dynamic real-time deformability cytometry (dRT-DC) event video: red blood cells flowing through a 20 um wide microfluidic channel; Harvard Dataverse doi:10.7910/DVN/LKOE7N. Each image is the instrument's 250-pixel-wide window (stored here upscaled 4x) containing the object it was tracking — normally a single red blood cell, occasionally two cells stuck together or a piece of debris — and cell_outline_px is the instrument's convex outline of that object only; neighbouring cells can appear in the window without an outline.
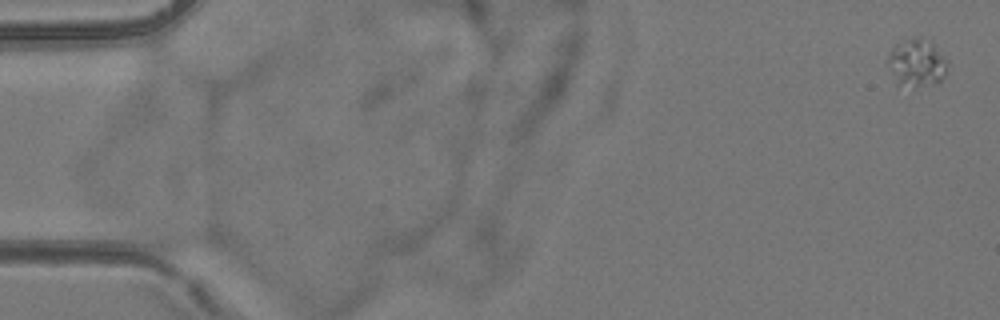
{"species": "common noctule bat (a hibernating species)", "species_latin": "Nyctalus noctula", "temperature_condition": "room temperature", "stored_images_in_passage": 4, "camera_frame_rate_fps": 3000, "um_per_image_px": 0.085, "animal": {"sex": "female", "body_mass_g": 24.6, "forearm_length_mm": 56.2}, "frame": {"image": 1, "passage_image": 1, "time_ms": 0.0, "image_size_px": [1000, 320], "cell_outline_px": [[948, 68], [944, 76], [940, 80], [920, 84], [896, 84], [888, 60], [888, 52], [896, 44], [912, 36], [924, 36], [932, 40], [948, 60]], "centroid_in_image_um": [77.96, 5.22], "position_along_channel_um": 7.0, "area_um2": 16.42}}